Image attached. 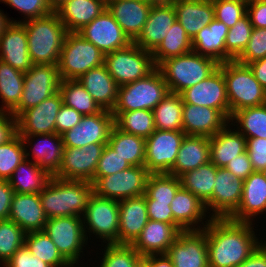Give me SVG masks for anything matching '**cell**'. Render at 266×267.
Returning <instances> with one entry per match:
<instances>
[{
	"instance_id": "cell-55",
	"label": "cell",
	"mask_w": 266,
	"mask_h": 267,
	"mask_svg": "<svg viewBox=\"0 0 266 267\" xmlns=\"http://www.w3.org/2000/svg\"><path fill=\"white\" fill-rule=\"evenodd\" d=\"M129 167L131 164L106 144L98 161L95 176H108Z\"/></svg>"
},
{
	"instance_id": "cell-6",
	"label": "cell",
	"mask_w": 266,
	"mask_h": 267,
	"mask_svg": "<svg viewBox=\"0 0 266 267\" xmlns=\"http://www.w3.org/2000/svg\"><path fill=\"white\" fill-rule=\"evenodd\" d=\"M169 93L161 71L156 67L149 75L118 88L116 104L111 112L153 110Z\"/></svg>"
},
{
	"instance_id": "cell-22",
	"label": "cell",
	"mask_w": 266,
	"mask_h": 267,
	"mask_svg": "<svg viewBox=\"0 0 266 267\" xmlns=\"http://www.w3.org/2000/svg\"><path fill=\"white\" fill-rule=\"evenodd\" d=\"M176 21V12L171 2L152 5L141 33L133 42L140 48L153 52Z\"/></svg>"
},
{
	"instance_id": "cell-36",
	"label": "cell",
	"mask_w": 266,
	"mask_h": 267,
	"mask_svg": "<svg viewBox=\"0 0 266 267\" xmlns=\"http://www.w3.org/2000/svg\"><path fill=\"white\" fill-rule=\"evenodd\" d=\"M228 27L214 18L203 27L192 39V51L214 59L217 63H225V39Z\"/></svg>"
},
{
	"instance_id": "cell-69",
	"label": "cell",
	"mask_w": 266,
	"mask_h": 267,
	"mask_svg": "<svg viewBox=\"0 0 266 267\" xmlns=\"http://www.w3.org/2000/svg\"><path fill=\"white\" fill-rule=\"evenodd\" d=\"M133 267H149V263L144 257H141Z\"/></svg>"
},
{
	"instance_id": "cell-38",
	"label": "cell",
	"mask_w": 266,
	"mask_h": 267,
	"mask_svg": "<svg viewBox=\"0 0 266 267\" xmlns=\"http://www.w3.org/2000/svg\"><path fill=\"white\" fill-rule=\"evenodd\" d=\"M52 177L39 165L25 158L14 170L8 182L16 193L38 194Z\"/></svg>"
},
{
	"instance_id": "cell-30",
	"label": "cell",
	"mask_w": 266,
	"mask_h": 267,
	"mask_svg": "<svg viewBox=\"0 0 266 267\" xmlns=\"http://www.w3.org/2000/svg\"><path fill=\"white\" fill-rule=\"evenodd\" d=\"M8 219L16 222L26 233L43 231L48 218L42 208L39 193H16Z\"/></svg>"
},
{
	"instance_id": "cell-8",
	"label": "cell",
	"mask_w": 266,
	"mask_h": 267,
	"mask_svg": "<svg viewBox=\"0 0 266 267\" xmlns=\"http://www.w3.org/2000/svg\"><path fill=\"white\" fill-rule=\"evenodd\" d=\"M104 65L119 87L149 75L156 68L152 52L134 42L104 55Z\"/></svg>"
},
{
	"instance_id": "cell-26",
	"label": "cell",
	"mask_w": 266,
	"mask_h": 267,
	"mask_svg": "<svg viewBox=\"0 0 266 267\" xmlns=\"http://www.w3.org/2000/svg\"><path fill=\"white\" fill-rule=\"evenodd\" d=\"M264 211L266 212V178L261 171H254L244 180L240 205L229 219L253 223L254 218Z\"/></svg>"
},
{
	"instance_id": "cell-32",
	"label": "cell",
	"mask_w": 266,
	"mask_h": 267,
	"mask_svg": "<svg viewBox=\"0 0 266 267\" xmlns=\"http://www.w3.org/2000/svg\"><path fill=\"white\" fill-rule=\"evenodd\" d=\"M77 81L84 86L93 100L102 109L113 110L119 86L109 74L104 64L82 74Z\"/></svg>"
},
{
	"instance_id": "cell-67",
	"label": "cell",
	"mask_w": 266,
	"mask_h": 267,
	"mask_svg": "<svg viewBox=\"0 0 266 267\" xmlns=\"http://www.w3.org/2000/svg\"><path fill=\"white\" fill-rule=\"evenodd\" d=\"M11 22V19L8 18L7 15L4 14L2 10H0V36L4 32L6 26Z\"/></svg>"
},
{
	"instance_id": "cell-43",
	"label": "cell",
	"mask_w": 266,
	"mask_h": 267,
	"mask_svg": "<svg viewBox=\"0 0 266 267\" xmlns=\"http://www.w3.org/2000/svg\"><path fill=\"white\" fill-rule=\"evenodd\" d=\"M192 51V40L181 24L176 21L161 44L152 52L153 60L158 67L164 60L181 56Z\"/></svg>"
},
{
	"instance_id": "cell-21",
	"label": "cell",
	"mask_w": 266,
	"mask_h": 267,
	"mask_svg": "<svg viewBox=\"0 0 266 267\" xmlns=\"http://www.w3.org/2000/svg\"><path fill=\"white\" fill-rule=\"evenodd\" d=\"M243 183L244 180L226 168H217L211 218H229L237 210L242 199Z\"/></svg>"
},
{
	"instance_id": "cell-9",
	"label": "cell",
	"mask_w": 266,
	"mask_h": 267,
	"mask_svg": "<svg viewBox=\"0 0 266 267\" xmlns=\"http://www.w3.org/2000/svg\"><path fill=\"white\" fill-rule=\"evenodd\" d=\"M60 83L61 77L57 65L33 64L25 72L19 104L10 113L17 118L24 110L37 106L57 93Z\"/></svg>"
},
{
	"instance_id": "cell-54",
	"label": "cell",
	"mask_w": 266,
	"mask_h": 267,
	"mask_svg": "<svg viewBox=\"0 0 266 267\" xmlns=\"http://www.w3.org/2000/svg\"><path fill=\"white\" fill-rule=\"evenodd\" d=\"M266 57V28H253L247 47L236 59L237 62L247 65L248 63Z\"/></svg>"
},
{
	"instance_id": "cell-37",
	"label": "cell",
	"mask_w": 266,
	"mask_h": 267,
	"mask_svg": "<svg viewBox=\"0 0 266 267\" xmlns=\"http://www.w3.org/2000/svg\"><path fill=\"white\" fill-rule=\"evenodd\" d=\"M216 171L217 167L210 161L179 177L181 186L191 191L204 202L207 212H212V193L215 185Z\"/></svg>"
},
{
	"instance_id": "cell-52",
	"label": "cell",
	"mask_w": 266,
	"mask_h": 267,
	"mask_svg": "<svg viewBox=\"0 0 266 267\" xmlns=\"http://www.w3.org/2000/svg\"><path fill=\"white\" fill-rule=\"evenodd\" d=\"M215 19L229 28L246 14L247 2L244 0H212Z\"/></svg>"
},
{
	"instance_id": "cell-12",
	"label": "cell",
	"mask_w": 266,
	"mask_h": 267,
	"mask_svg": "<svg viewBox=\"0 0 266 267\" xmlns=\"http://www.w3.org/2000/svg\"><path fill=\"white\" fill-rule=\"evenodd\" d=\"M43 231L73 267L80 263L84 244L88 245L81 217L67 216L48 219Z\"/></svg>"
},
{
	"instance_id": "cell-48",
	"label": "cell",
	"mask_w": 266,
	"mask_h": 267,
	"mask_svg": "<svg viewBox=\"0 0 266 267\" xmlns=\"http://www.w3.org/2000/svg\"><path fill=\"white\" fill-rule=\"evenodd\" d=\"M253 26L245 14L228 30L225 39V62L236 60L247 47Z\"/></svg>"
},
{
	"instance_id": "cell-5",
	"label": "cell",
	"mask_w": 266,
	"mask_h": 267,
	"mask_svg": "<svg viewBox=\"0 0 266 267\" xmlns=\"http://www.w3.org/2000/svg\"><path fill=\"white\" fill-rule=\"evenodd\" d=\"M223 76L231 116L244 108L266 104V91L254 77L248 65L236 60L223 63Z\"/></svg>"
},
{
	"instance_id": "cell-63",
	"label": "cell",
	"mask_w": 266,
	"mask_h": 267,
	"mask_svg": "<svg viewBox=\"0 0 266 267\" xmlns=\"http://www.w3.org/2000/svg\"><path fill=\"white\" fill-rule=\"evenodd\" d=\"M14 194L8 180H0V220L8 219Z\"/></svg>"
},
{
	"instance_id": "cell-41",
	"label": "cell",
	"mask_w": 266,
	"mask_h": 267,
	"mask_svg": "<svg viewBox=\"0 0 266 267\" xmlns=\"http://www.w3.org/2000/svg\"><path fill=\"white\" fill-rule=\"evenodd\" d=\"M183 100L181 94L169 92L152 110L158 130H182Z\"/></svg>"
},
{
	"instance_id": "cell-66",
	"label": "cell",
	"mask_w": 266,
	"mask_h": 267,
	"mask_svg": "<svg viewBox=\"0 0 266 267\" xmlns=\"http://www.w3.org/2000/svg\"><path fill=\"white\" fill-rule=\"evenodd\" d=\"M144 258L148 261L149 267H174L166 254H152Z\"/></svg>"
},
{
	"instance_id": "cell-51",
	"label": "cell",
	"mask_w": 266,
	"mask_h": 267,
	"mask_svg": "<svg viewBox=\"0 0 266 267\" xmlns=\"http://www.w3.org/2000/svg\"><path fill=\"white\" fill-rule=\"evenodd\" d=\"M99 267H133L142 257L131 245L106 244Z\"/></svg>"
},
{
	"instance_id": "cell-28",
	"label": "cell",
	"mask_w": 266,
	"mask_h": 267,
	"mask_svg": "<svg viewBox=\"0 0 266 267\" xmlns=\"http://www.w3.org/2000/svg\"><path fill=\"white\" fill-rule=\"evenodd\" d=\"M152 4L143 0H107V9L133 42L147 21Z\"/></svg>"
},
{
	"instance_id": "cell-25",
	"label": "cell",
	"mask_w": 266,
	"mask_h": 267,
	"mask_svg": "<svg viewBox=\"0 0 266 267\" xmlns=\"http://www.w3.org/2000/svg\"><path fill=\"white\" fill-rule=\"evenodd\" d=\"M0 61L24 73L32 67L26 29L22 23L10 22L4 29L0 36Z\"/></svg>"
},
{
	"instance_id": "cell-15",
	"label": "cell",
	"mask_w": 266,
	"mask_h": 267,
	"mask_svg": "<svg viewBox=\"0 0 266 267\" xmlns=\"http://www.w3.org/2000/svg\"><path fill=\"white\" fill-rule=\"evenodd\" d=\"M184 104L220 110L230 120V109L223 76V63L206 79L181 93Z\"/></svg>"
},
{
	"instance_id": "cell-59",
	"label": "cell",
	"mask_w": 266,
	"mask_h": 267,
	"mask_svg": "<svg viewBox=\"0 0 266 267\" xmlns=\"http://www.w3.org/2000/svg\"><path fill=\"white\" fill-rule=\"evenodd\" d=\"M171 202H156V200H146L149 220L165 222L168 224H178L173 219V212L170 208Z\"/></svg>"
},
{
	"instance_id": "cell-24",
	"label": "cell",
	"mask_w": 266,
	"mask_h": 267,
	"mask_svg": "<svg viewBox=\"0 0 266 267\" xmlns=\"http://www.w3.org/2000/svg\"><path fill=\"white\" fill-rule=\"evenodd\" d=\"M184 229L179 224L148 220L141 234L131 246L142 256L166 254Z\"/></svg>"
},
{
	"instance_id": "cell-23",
	"label": "cell",
	"mask_w": 266,
	"mask_h": 267,
	"mask_svg": "<svg viewBox=\"0 0 266 267\" xmlns=\"http://www.w3.org/2000/svg\"><path fill=\"white\" fill-rule=\"evenodd\" d=\"M229 123V119L214 108L183 104L182 130L189 136L212 137Z\"/></svg>"
},
{
	"instance_id": "cell-68",
	"label": "cell",
	"mask_w": 266,
	"mask_h": 267,
	"mask_svg": "<svg viewBox=\"0 0 266 267\" xmlns=\"http://www.w3.org/2000/svg\"><path fill=\"white\" fill-rule=\"evenodd\" d=\"M49 7L53 12H55L60 6L69 0H46Z\"/></svg>"
},
{
	"instance_id": "cell-33",
	"label": "cell",
	"mask_w": 266,
	"mask_h": 267,
	"mask_svg": "<svg viewBox=\"0 0 266 267\" xmlns=\"http://www.w3.org/2000/svg\"><path fill=\"white\" fill-rule=\"evenodd\" d=\"M230 126L229 122L209 138L210 161L217 168H225L229 161L246 152V137Z\"/></svg>"
},
{
	"instance_id": "cell-45",
	"label": "cell",
	"mask_w": 266,
	"mask_h": 267,
	"mask_svg": "<svg viewBox=\"0 0 266 267\" xmlns=\"http://www.w3.org/2000/svg\"><path fill=\"white\" fill-rule=\"evenodd\" d=\"M114 125L122 132L148 138L155 130L153 112L151 110H135L128 112H111Z\"/></svg>"
},
{
	"instance_id": "cell-11",
	"label": "cell",
	"mask_w": 266,
	"mask_h": 267,
	"mask_svg": "<svg viewBox=\"0 0 266 267\" xmlns=\"http://www.w3.org/2000/svg\"><path fill=\"white\" fill-rule=\"evenodd\" d=\"M149 171L145 166H131L108 176H95L93 192L117 201L138 197L146 192Z\"/></svg>"
},
{
	"instance_id": "cell-27",
	"label": "cell",
	"mask_w": 266,
	"mask_h": 267,
	"mask_svg": "<svg viewBox=\"0 0 266 267\" xmlns=\"http://www.w3.org/2000/svg\"><path fill=\"white\" fill-rule=\"evenodd\" d=\"M170 208L173 212V219L184 230H202L211 220V212H207L204 202L182 186L177 190L175 197L171 201ZM206 213H209L208 217ZM205 219L206 221H204Z\"/></svg>"
},
{
	"instance_id": "cell-2",
	"label": "cell",
	"mask_w": 266,
	"mask_h": 267,
	"mask_svg": "<svg viewBox=\"0 0 266 267\" xmlns=\"http://www.w3.org/2000/svg\"><path fill=\"white\" fill-rule=\"evenodd\" d=\"M93 193V184L89 181L52 177L39 197L48 219L67 216L82 218Z\"/></svg>"
},
{
	"instance_id": "cell-42",
	"label": "cell",
	"mask_w": 266,
	"mask_h": 267,
	"mask_svg": "<svg viewBox=\"0 0 266 267\" xmlns=\"http://www.w3.org/2000/svg\"><path fill=\"white\" fill-rule=\"evenodd\" d=\"M229 122L246 138H266V104L235 112ZM236 123V124H235Z\"/></svg>"
},
{
	"instance_id": "cell-50",
	"label": "cell",
	"mask_w": 266,
	"mask_h": 267,
	"mask_svg": "<svg viewBox=\"0 0 266 267\" xmlns=\"http://www.w3.org/2000/svg\"><path fill=\"white\" fill-rule=\"evenodd\" d=\"M24 159L25 147L21 136L16 133L0 145V180H8Z\"/></svg>"
},
{
	"instance_id": "cell-40",
	"label": "cell",
	"mask_w": 266,
	"mask_h": 267,
	"mask_svg": "<svg viewBox=\"0 0 266 267\" xmlns=\"http://www.w3.org/2000/svg\"><path fill=\"white\" fill-rule=\"evenodd\" d=\"M25 73L0 61V111L11 112L21 99Z\"/></svg>"
},
{
	"instance_id": "cell-1",
	"label": "cell",
	"mask_w": 266,
	"mask_h": 267,
	"mask_svg": "<svg viewBox=\"0 0 266 267\" xmlns=\"http://www.w3.org/2000/svg\"><path fill=\"white\" fill-rule=\"evenodd\" d=\"M204 230L209 267H238L264 241L256 237L251 222L211 218Z\"/></svg>"
},
{
	"instance_id": "cell-31",
	"label": "cell",
	"mask_w": 266,
	"mask_h": 267,
	"mask_svg": "<svg viewBox=\"0 0 266 267\" xmlns=\"http://www.w3.org/2000/svg\"><path fill=\"white\" fill-rule=\"evenodd\" d=\"M176 12V19L192 40L215 18L212 0H170Z\"/></svg>"
},
{
	"instance_id": "cell-20",
	"label": "cell",
	"mask_w": 266,
	"mask_h": 267,
	"mask_svg": "<svg viewBox=\"0 0 266 267\" xmlns=\"http://www.w3.org/2000/svg\"><path fill=\"white\" fill-rule=\"evenodd\" d=\"M20 136L25 147V158L30 160L33 157L30 161L33 160V163L54 177L58 173L64 150L62 135L51 133ZM35 140L38 142L36 143ZM30 146L32 153L27 150Z\"/></svg>"
},
{
	"instance_id": "cell-17",
	"label": "cell",
	"mask_w": 266,
	"mask_h": 267,
	"mask_svg": "<svg viewBox=\"0 0 266 267\" xmlns=\"http://www.w3.org/2000/svg\"><path fill=\"white\" fill-rule=\"evenodd\" d=\"M113 126L114 116L109 110L85 115L79 124L62 134L64 147L80 148L91 143H108Z\"/></svg>"
},
{
	"instance_id": "cell-29",
	"label": "cell",
	"mask_w": 266,
	"mask_h": 267,
	"mask_svg": "<svg viewBox=\"0 0 266 267\" xmlns=\"http://www.w3.org/2000/svg\"><path fill=\"white\" fill-rule=\"evenodd\" d=\"M148 220L145 195L120 200L118 244L131 245Z\"/></svg>"
},
{
	"instance_id": "cell-4",
	"label": "cell",
	"mask_w": 266,
	"mask_h": 267,
	"mask_svg": "<svg viewBox=\"0 0 266 267\" xmlns=\"http://www.w3.org/2000/svg\"><path fill=\"white\" fill-rule=\"evenodd\" d=\"M218 66L219 63L214 59L191 51L164 60L158 69L164 77L169 92L180 94L209 77Z\"/></svg>"
},
{
	"instance_id": "cell-62",
	"label": "cell",
	"mask_w": 266,
	"mask_h": 267,
	"mask_svg": "<svg viewBox=\"0 0 266 267\" xmlns=\"http://www.w3.org/2000/svg\"><path fill=\"white\" fill-rule=\"evenodd\" d=\"M16 133V118L10 112L0 111V145L6 143Z\"/></svg>"
},
{
	"instance_id": "cell-64",
	"label": "cell",
	"mask_w": 266,
	"mask_h": 267,
	"mask_svg": "<svg viewBox=\"0 0 266 267\" xmlns=\"http://www.w3.org/2000/svg\"><path fill=\"white\" fill-rule=\"evenodd\" d=\"M238 267H266V241L262 242Z\"/></svg>"
},
{
	"instance_id": "cell-49",
	"label": "cell",
	"mask_w": 266,
	"mask_h": 267,
	"mask_svg": "<svg viewBox=\"0 0 266 267\" xmlns=\"http://www.w3.org/2000/svg\"><path fill=\"white\" fill-rule=\"evenodd\" d=\"M26 232L10 219L0 220V264H4L25 243Z\"/></svg>"
},
{
	"instance_id": "cell-47",
	"label": "cell",
	"mask_w": 266,
	"mask_h": 267,
	"mask_svg": "<svg viewBox=\"0 0 266 267\" xmlns=\"http://www.w3.org/2000/svg\"><path fill=\"white\" fill-rule=\"evenodd\" d=\"M181 187L180 178L168 173L149 174L146 183L145 200L171 202Z\"/></svg>"
},
{
	"instance_id": "cell-19",
	"label": "cell",
	"mask_w": 266,
	"mask_h": 267,
	"mask_svg": "<svg viewBox=\"0 0 266 267\" xmlns=\"http://www.w3.org/2000/svg\"><path fill=\"white\" fill-rule=\"evenodd\" d=\"M62 104L61 94L57 92L37 106L24 110L16 118L17 133L19 135L56 133V116Z\"/></svg>"
},
{
	"instance_id": "cell-70",
	"label": "cell",
	"mask_w": 266,
	"mask_h": 267,
	"mask_svg": "<svg viewBox=\"0 0 266 267\" xmlns=\"http://www.w3.org/2000/svg\"><path fill=\"white\" fill-rule=\"evenodd\" d=\"M143 1L149 2L152 5H155V4H163V3L170 2V0H143Z\"/></svg>"
},
{
	"instance_id": "cell-53",
	"label": "cell",
	"mask_w": 266,
	"mask_h": 267,
	"mask_svg": "<svg viewBox=\"0 0 266 267\" xmlns=\"http://www.w3.org/2000/svg\"><path fill=\"white\" fill-rule=\"evenodd\" d=\"M0 2L7 4L14 10L17 9V11L26 16L23 18L25 20H11L14 23L41 18L53 12L46 0H0Z\"/></svg>"
},
{
	"instance_id": "cell-46",
	"label": "cell",
	"mask_w": 266,
	"mask_h": 267,
	"mask_svg": "<svg viewBox=\"0 0 266 267\" xmlns=\"http://www.w3.org/2000/svg\"><path fill=\"white\" fill-rule=\"evenodd\" d=\"M24 245L32 255L52 267H73L44 231L26 233Z\"/></svg>"
},
{
	"instance_id": "cell-58",
	"label": "cell",
	"mask_w": 266,
	"mask_h": 267,
	"mask_svg": "<svg viewBox=\"0 0 266 267\" xmlns=\"http://www.w3.org/2000/svg\"><path fill=\"white\" fill-rule=\"evenodd\" d=\"M2 267H52L32 255L26 246L19 248Z\"/></svg>"
},
{
	"instance_id": "cell-35",
	"label": "cell",
	"mask_w": 266,
	"mask_h": 267,
	"mask_svg": "<svg viewBox=\"0 0 266 267\" xmlns=\"http://www.w3.org/2000/svg\"><path fill=\"white\" fill-rule=\"evenodd\" d=\"M210 162V143L205 136L186 135L179 148L176 162L168 174L180 177L190 170Z\"/></svg>"
},
{
	"instance_id": "cell-7",
	"label": "cell",
	"mask_w": 266,
	"mask_h": 267,
	"mask_svg": "<svg viewBox=\"0 0 266 267\" xmlns=\"http://www.w3.org/2000/svg\"><path fill=\"white\" fill-rule=\"evenodd\" d=\"M104 64L103 53L77 32H68L58 62L61 80H77L82 74Z\"/></svg>"
},
{
	"instance_id": "cell-61",
	"label": "cell",
	"mask_w": 266,
	"mask_h": 267,
	"mask_svg": "<svg viewBox=\"0 0 266 267\" xmlns=\"http://www.w3.org/2000/svg\"><path fill=\"white\" fill-rule=\"evenodd\" d=\"M225 168L236 177L245 180L254 172L248 152L238 155L234 160L229 161Z\"/></svg>"
},
{
	"instance_id": "cell-10",
	"label": "cell",
	"mask_w": 266,
	"mask_h": 267,
	"mask_svg": "<svg viewBox=\"0 0 266 267\" xmlns=\"http://www.w3.org/2000/svg\"><path fill=\"white\" fill-rule=\"evenodd\" d=\"M82 220L87 241V232H89L103 240L105 244H118L119 201L100 197L93 193L89 198Z\"/></svg>"
},
{
	"instance_id": "cell-57",
	"label": "cell",
	"mask_w": 266,
	"mask_h": 267,
	"mask_svg": "<svg viewBox=\"0 0 266 267\" xmlns=\"http://www.w3.org/2000/svg\"><path fill=\"white\" fill-rule=\"evenodd\" d=\"M83 115L75 109L62 104L56 116V133L62 135L66 131L72 129L79 124Z\"/></svg>"
},
{
	"instance_id": "cell-34",
	"label": "cell",
	"mask_w": 266,
	"mask_h": 267,
	"mask_svg": "<svg viewBox=\"0 0 266 267\" xmlns=\"http://www.w3.org/2000/svg\"><path fill=\"white\" fill-rule=\"evenodd\" d=\"M107 8V0H69L55 12L67 32H78Z\"/></svg>"
},
{
	"instance_id": "cell-56",
	"label": "cell",
	"mask_w": 266,
	"mask_h": 267,
	"mask_svg": "<svg viewBox=\"0 0 266 267\" xmlns=\"http://www.w3.org/2000/svg\"><path fill=\"white\" fill-rule=\"evenodd\" d=\"M246 151L254 171L266 168V138H246Z\"/></svg>"
},
{
	"instance_id": "cell-14",
	"label": "cell",
	"mask_w": 266,
	"mask_h": 267,
	"mask_svg": "<svg viewBox=\"0 0 266 267\" xmlns=\"http://www.w3.org/2000/svg\"><path fill=\"white\" fill-rule=\"evenodd\" d=\"M107 143H91L80 148L64 147L58 173L54 177L64 180L93 182L98 161Z\"/></svg>"
},
{
	"instance_id": "cell-3",
	"label": "cell",
	"mask_w": 266,
	"mask_h": 267,
	"mask_svg": "<svg viewBox=\"0 0 266 267\" xmlns=\"http://www.w3.org/2000/svg\"><path fill=\"white\" fill-rule=\"evenodd\" d=\"M33 64L58 65L67 30L56 12L23 21Z\"/></svg>"
},
{
	"instance_id": "cell-13",
	"label": "cell",
	"mask_w": 266,
	"mask_h": 267,
	"mask_svg": "<svg viewBox=\"0 0 266 267\" xmlns=\"http://www.w3.org/2000/svg\"><path fill=\"white\" fill-rule=\"evenodd\" d=\"M186 134L156 129L145 139V167L150 174L169 173Z\"/></svg>"
},
{
	"instance_id": "cell-60",
	"label": "cell",
	"mask_w": 266,
	"mask_h": 267,
	"mask_svg": "<svg viewBox=\"0 0 266 267\" xmlns=\"http://www.w3.org/2000/svg\"><path fill=\"white\" fill-rule=\"evenodd\" d=\"M246 14L253 28H266V0L247 2Z\"/></svg>"
},
{
	"instance_id": "cell-39",
	"label": "cell",
	"mask_w": 266,
	"mask_h": 267,
	"mask_svg": "<svg viewBox=\"0 0 266 267\" xmlns=\"http://www.w3.org/2000/svg\"><path fill=\"white\" fill-rule=\"evenodd\" d=\"M107 144L131 166L145 165V138L122 132L114 125Z\"/></svg>"
},
{
	"instance_id": "cell-18",
	"label": "cell",
	"mask_w": 266,
	"mask_h": 267,
	"mask_svg": "<svg viewBox=\"0 0 266 267\" xmlns=\"http://www.w3.org/2000/svg\"><path fill=\"white\" fill-rule=\"evenodd\" d=\"M166 255L174 267H209L205 230L181 231Z\"/></svg>"
},
{
	"instance_id": "cell-65",
	"label": "cell",
	"mask_w": 266,
	"mask_h": 267,
	"mask_svg": "<svg viewBox=\"0 0 266 267\" xmlns=\"http://www.w3.org/2000/svg\"><path fill=\"white\" fill-rule=\"evenodd\" d=\"M254 77L266 91V57L247 64Z\"/></svg>"
},
{
	"instance_id": "cell-44",
	"label": "cell",
	"mask_w": 266,
	"mask_h": 267,
	"mask_svg": "<svg viewBox=\"0 0 266 267\" xmlns=\"http://www.w3.org/2000/svg\"><path fill=\"white\" fill-rule=\"evenodd\" d=\"M58 92L61 94L63 104L83 116L94 115L103 110L77 80H61Z\"/></svg>"
},
{
	"instance_id": "cell-71",
	"label": "cell",
	"mask_w": 266,
	"mask_h": 267,
	"mask_svg": "<svg viewBox=\"0 0 266 267\" xmlns=\"http://www.w3.org/2000/svg\"><path fill=\"white\" fill-rule=\"evenodd\" d=\"M261 172L264 175V177L266 178V168L264 170H262Z\"/></svg>"
},
{
	"instance_id": "cell-16",
	"label": "cell",
	"mask_w": 266,
	"mask_h": 267,
	"mask_svg": "<svg viewBox=\"0 0 266 267\" xmlns=\"http://www.w3.org/2000/svg\"><path fill=\"white\" fill-rule=\"evenodd\" d=\"M77 33L96 46L103 55L132 43L107 8Z\"/></svg>"
}]
</instances>
